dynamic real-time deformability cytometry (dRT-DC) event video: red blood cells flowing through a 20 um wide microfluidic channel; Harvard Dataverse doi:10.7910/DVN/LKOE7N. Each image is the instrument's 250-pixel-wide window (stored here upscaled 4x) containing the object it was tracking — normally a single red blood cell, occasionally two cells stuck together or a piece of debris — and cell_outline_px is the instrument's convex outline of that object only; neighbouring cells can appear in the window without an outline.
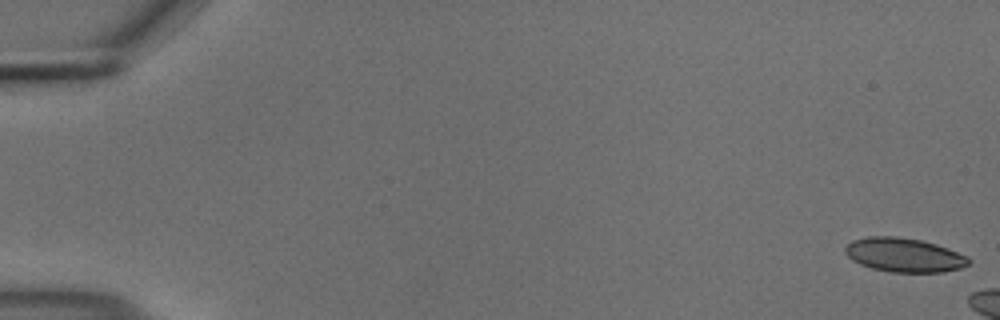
{"species": "common noctule bat (a hibernating species)", "species_latin": "Nyctalus noctula", "temperature_condition": "cold", "stored_images_in_passage": 8, "camera_frame_rate_fps": 3000, "um_per_image_px": 0.085, "animal": {"sex": "male", "body_mass_g": 18.8}, "frame": {"image": 1, "passage_image": 1, "time_ms": 0.0, "image_size_px": [1000, 320], "cell_outline_px": [[972, 260], [968, 264], [960, 268], [944, 272], [892, 272], [872, 268], [860, 264], [852, 260], [844, 252], [844, 248], [852, 240], [868, 236], [896, 236], [920, 240], [936, 244], [968, 256]], "centroid_in_image_um": [76.84, 21.67], "position_along_channel_um": 8.2, "area_um2": 24.51}}